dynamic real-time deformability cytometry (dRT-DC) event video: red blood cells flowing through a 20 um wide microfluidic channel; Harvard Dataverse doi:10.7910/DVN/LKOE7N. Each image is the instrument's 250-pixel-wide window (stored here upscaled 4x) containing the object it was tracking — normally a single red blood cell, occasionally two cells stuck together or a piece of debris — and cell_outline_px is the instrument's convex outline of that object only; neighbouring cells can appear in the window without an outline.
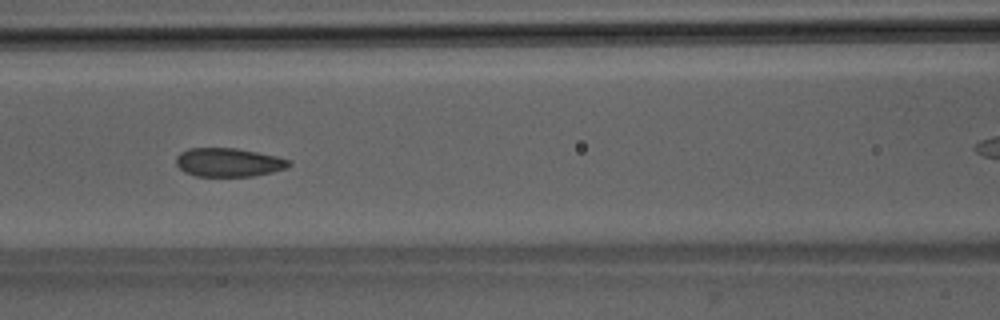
{"species": "Egyptian fruit bat (a non-hibernating species)", "species_latin": "Rousettus aegyptiacus", "temperature_condition": "room temperature", "stored_images_in_passage": 51, "camera_frame_rate_fps": 3000, "um_per_image_px": 0.085, "animal": {"sex": "male"}, "frame": {"image": 1, "passage_image": 22, "time_ms": 7.0, "image_size_px": [1000, 320], "cell_outline_px": [[292, 164], [288, 168], [272, 172], [252, 176], [196, 176], [184, 172], [176, 164], [176, 156], [180, 152], [188, 148], [236, 148], [276, 156], [292, 160]], "centroid_in_image_um": [19.44, 13.8], "position_along_channel_um": 147.2, "area_um2": 18.96}, "authors_computed_cell_mechanics": {"area_um2": 19.4208, "velocity_mm_per_s": 4.0379, "shape_relaxation_time_tau1_ms": 4.4684, "shape_relaxation_time_tau2_ms": 0.9221, "deformation_change_tau1": 0.0942, "deformation_change_tau2": 0.0371}}